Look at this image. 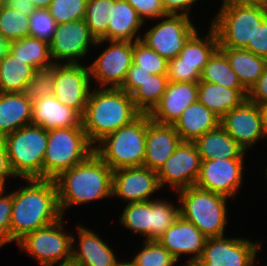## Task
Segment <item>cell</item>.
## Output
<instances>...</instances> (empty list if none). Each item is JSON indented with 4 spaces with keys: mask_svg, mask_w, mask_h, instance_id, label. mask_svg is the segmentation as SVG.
I'll return each mask as SVG.
<instances>
[{
    "mask_svg": "<svg viewBox=\"0 0 267 266\" xmlns=\"http://www.w3.org/2000/svg\"><path fill=\"white\" fill-rule=\"evenodd\" d=\"M89 67L56 63L53 96L83 116L91 92Z\"/></svg>",
    "mask_w": 267,
    "mask_h": 266,
    "instance_id": "obj_12",
    "label": "cell"
},
{
    "mask_svg": "<svg viewBox=\"0 0 267 266\" xmlns=\"http://www.w3.org/2000/svg\"><path fill=\"white\" fill-rule=\"evenodd\" d=\"M211 22L219 47L246 48L267 17V5L226 0Z\"/></svg>",
    "mask_w": 267,
    "mask_h": 266,
    "instance_id": "obj_4",
    "label": "cell"
},
{
    "mask_svg": "<svg viewBox=\"0 0 267 266\" xmlns=\"http://www.w3.org/2000/svg\"><path fill=\"white\" fill-rule=\"evenodd\" d=\"M10 53L18 56V58L24 60L36 70L54 65V61H51L50 57L49 43L35 37L28 36L11 42Z\"/></svg>",
    "mask_w": 267,
    "mask_h": 266,
    "instance_id": "obj_32",
    "label": "cell"
},
{
    "mask_svg": "<svg viewBox=\"0 0 267 266\" xmlns=\"http://www.w3.org/2000/svg\"><path fill=\"white\" fill-rule=\"evenodd\" d=\"M202 159L194 142L181 141L174 153L157 172L161 187L172 186L177 192L196 184Z\"/></svg>",
    "mask_w": 267,
    "mask_h": 266,
    "instance_id": "obj_14",
    "label": "cell"
},
{
    "mask_svg": "<svg viewBox=\"0 0 267 266\" xmlns=\"http://www.w3.org/2000/svg\"><path fill=\"white\" fill-rule=\"evenodd\" d=\"M247 99L256 103H267V66L256 83L247 92Z\"/></svg>",
    "mask_w": 267,
    "mask_h": 266,
    "instance_id": "obj_48",
    "label": "cell"
},
{
    "mask_svg": "<svg viewBox=\"0 0 267 266\" xmlns=\"http://www.w3.org/2000/svg\"><path fill=\"white\" fill-rule=\"evenodd\" d=\"M112 175L113 170L95 152L62 172L54 179L62 216L70 206L111 197Z\"/></svg>",
    "mask_w": 267,
    "mask_h": 266,
    "instance_id": "obj_3",
    "label": "cell"
},
{
    "mask_svg": "<svg viewBox=\"0 0 267 266\" xmlns=\"http://www.w3.org/2000/svg\"><path fill=\"white\" fill-rule=\"evenodd\" d=\"M167 74H152L131 94L133 103L142 114H149L159 103L168 84Z\"/></svg>",
    "mask_w": 267,
    "mask_h": 266,
    "instance_id": "obj_35",
    "label": "cell"
},
{
    "mask_svg": "<svg viewBox=\"0 0 267 266\" xmlns=\"http://www.w3.org/2000/svg\"><path fill=\"white\" fill-rule=\"evenodd\" d=\"M179 207L164 200H153L152 240H158L179 217Z\"/></svg>",
    "mask_w": 267,
    "mask_h": 266,
    "instance_id": "obj_42",
    "label": "cell"
},
{
    "mask_svg": "<svg viewBox=\"0 0 267 266\" xmlns=\"http://www.w3.org/2000/svg\"><path fill=\"white\" fill-rule=\"evenodd\" d=\"M57 25L48 9H36L29 16V36L50 43Z\"/></svg>",
    "mask_w": 267,
    "mask_h": 266,
    "instance_id": "obj_43",
    "label": "cell"
},
{
    "mask_svg": "<svg viewBox=\"0 0 267 266\" xmlns=\"http://www.w3.org/2000/svg\"><path fill=\"white\" fill-rule=\"evenodd\" d=\"M121 266H133V265L130 262H127V261L123 262L122 261Z\"/></svg>",
    "mask_w": 267,
    "mask_h": 266,
    "instance_id": "obj_58",
    "label": "cell"
},
{
    "mask_svg": "<svg viewBox=\"0 0 267 266\" xmlns=\"http://www.w3.org/2000/svg\"><path fill=\"white\" fill-rule=\"evenodd\" d=\"M36 9H48L52 0H31Z\"/></svg>",
    "mask_w": 267,
    "mask_h": 266,
    "instance_id": "obj_54",
    "label": "cell"
},
{
    "mask_svg": "<svg viewBox=\"0 0 267 266\" xmlns=\"http://www.w3.org/2000/svg\"><path fill=\"white\" fill-rule=\"evenodd\" d=\"M243 159L202 160L196 186L228 198L237 195L242 185Z\"/></svg>",
    "mask_w": 267,
    "mask_h": 266,
    "instance_id": "obj_17",
    "label": "cell"
},
{
    "mask_svg": "<svg viewBox=\"0 0 267 266\" xmlns=\"http://www.w3.org/2000/svg\"><path fill=\"white\" fill-rule=\"evenodd\" d=\"M0 35L10 42L29 36V16L3 5L0 8Z\"/></svg>",
    "mask_w": 267,
    "mask_h": 266,
    "instance_id": "obj_37",
    "label": "cell"
},
{
    "mask_svg": "<svg viewBox=\"0 0 267 266\" xmlns=\"http://www.w3.org/2000/svg\"><path fill=\"white\" fill-rule=\"evenodd\" d=\"M138 13L139 17L144 21L146 18H164L168 15L162 6L161 0H125Z\"/></svg>",
    "mask_w": 267,
    "mask_h": 266,
    "instance_id": "obj_44",
    "label": "cell"
},
{
    "mask_svg": "<svg viewBox=\"0 0 267 266\" xmlns=\"http://www.w3.org/2000/svg\"><path fill=\"white\" fill-rule=\"evenodd\" d=\"M100 88L90 92L82 116L83 129L94 146L142 114L133 103L132 96L121 88Z\"/></svg>",
    "mask_w": 267,
    "mask_h": 266,
    "instance_id": "obj_2",
    "label": "cell"
},
{
    "mask_svg": "<svg viewBox=\"0 0 267 266\" xmlns=\"http://www.w3.org/2000/svg\"><path fill=\"white\" fill-rule=\"evenodd\" d=\"M10 41L0 35V61L10 52Z\"/></svg>",
    "mask_w": 267,
    "mask_h": 266,
    "instance_id": "obj_53",
    "label": "cell"
},
{
    "mask_svg": "<svg viewBox=\"0 0 267 266\" xmlns=\"http://www.w3.org/2000/svg\"><path fill=\"white\" fill-rule=\"evenodd\" d=\"M207 238L191 222L180 215L158 239L159 243L178 261L181 254H194L188 262H197Z\"/></svg>",
    "mask_w": 267,
    "mask_h": 266,
    "instance_id": "obj_21",
    "label": "cell"
},
{
    "mask_svg": "<svg viewBox=\"0 0 267 266\" xmlns=\"http://www.w3.org/2000/svg\"><path fill=\"white\" fill-rule=\"evenodd\" d=\"M180 216L194 224L206 238L224 236L228 197L196 185L178 191Z\"/></svg>",
    "mask_w": 267,
    "mask_h": 266,
    "instance_id": "obj_7",
    "label": "cell"
},
{
    "mask_svg": "<svg viewBox=\"0 0 267 266\" xmlns=\"http://www.w3.org/2000/svg\"><path fill=\"white\" fill-rule=\"evenodd\" d=\"M236 2L262 3L267 5V0H231Z\"/></svg>",
    "mask_w": 267,
    "mask_h": 266,
    "instance_id": "obj_55",
    "label": "cell"
},
{
    "mask_svg": "<svg viewBox=\"0 0 267 266\" xmlns=\"http://www.w3.org/2000/svg\"><path fill=\"white\" fill-rule=\"evenodd\" d=\"M184 266H200L197 262H188Z\"/></svg>",
    "mask_w": 267,
    "mask_h": 266,
    "instance_id": "obj_57",
    "label": "cell"
},
{
    "mask_svg": "<svg viewBox=\"0 0 267 266\" xmlns=\"http://www.w3.org/2000/svg\"><path fill=\"white\" fill-rule=\"evenodd\" d=\"M144 248L130 261L133 266H175L178 262L158 240H144Z\"/></svg>",
    "mask_w": 267,
    "mask_h": 266,
    "instance_id": "obj_38",
    "label": "cell"
},
{
    "mask_svg": "<svg viewBox=\"0 0 267 266\" xmlns=\"http://www.w3.org/2000/svg\"><path fill=\"white\" fill-rule=\"evenodd\" d=\"M202 160L244 159L242 148L221 126L194 141Z\"/></svg>",
    "mask_w": 267,
    "mask_h": 266,
    "instance_id": "obj_28",
    "label": "cell"
},
{
    "mask_svg": "<svg viewBox=\"0 0 267 266\" xmlns=\"http://www.w3.org/2000/svg\"><path fill=\"white\" fill-rule=\"evenodd\" d=\"M151 75V72L141 70V67L132 63L130 69L128 70L126 79L120 88L131 95L141 85V83Z\"/></svg>",
    "mask_w": 267,
    "mask_h": 266,
    "instance_id": "obj_47",
    "label": "cell"
},
{
    "mask_svg": "<svg viewBox=\"0 0 267 266\" xmlns=\"http://www.w3.org/2000/svg\"><path fill=\"white\" fill-rule=\"evenodd\" d=\"M4 188H5V181H0V197L4 193Z\"/></svg>",
    "mask_w": 267,
    "mask_h": 266,
    "instance_id": "obj_56",
    "label": "cell"
},
{
    "mask_svg": "<svg viewBox=\"0 0 267 266\" xmlns=\"http://www.w3.org/2000/svg\"><path fill=\"white\" fill-rule=\"evenodd\" d=\"M4 5L24 14V16H30L36 10L31 0H4Z\"/></svg>",
    "mask_w": 267,
    "mask_h": 266,
    "instance_id": "obj_51",
    "label": "cell"
},
{
    "mask_svg": "<svg viewBox=\"0 0 267 266\" xmlns=\"http://www.w3.org/2000/svg\"><path fill=\"white\" fill-rule=\"evenodd\" d=\"M12 192L0 197V248L10 242Z\"/></svg>",
    "mask_w": 267,
    "mask_h": 266,
    "instance_id": "obj_45",
    "label": "cell"
},
{
    "mask_svg": "<svg viewBox=\"0 0 267 266\" xmlns=\"http://www.w3.org/2000/svg\"><path fill=\"white\" fill-rule=\"evenodd\" d=\"M96 41L84 19L58 24L49 43L51 60L58 64L60 60L68 59L66 63L77 64Z\"/></svg>",
    "mask_w": 267,
    "mask_h": 266,
    "instance_id": "obj_16",
    "label": "cell"
},
{
    "mask_svg": "<svg viewBox=\"0 0 267 266\" xmlns=\"http://www.w3.org/2000/svg\"><path fill=\"white\" fill-rule=\"evenodd\" d=\"M165 18L149 29L140 40L169 61L179 55L184 43L197 29L189 16L168 14Z\"/></svg>",
    "mask_w": 267,
    "mask_h": 266,
    "instance_id": "obj_11",
    "label": "cell"
},
{
    "mask_svg": "<svg viewBox=\"0 0 267 266\" xmlns=\"http://www.w3.org/2000/svg\"><path fill=\"white\" fill-rule=\"evenodd\" d=\"M246 89H230L215 83L199 81L197 100L220 119L247 99Z\"/></svg>",
    "mask_w": 267,
    "mask_h": 266,
    "instance_id": "obj_29",
    "label": "cell"
},
{
    "mask_svg": "<svg viewBox=\"0 0 267 266\" xmlns=\"http://www.w3.org/2000/svg\"><path fill=\"white\" fill-rule=\"evenodd\" d=\"M258 242L243 238H207L200 258V266H254Z\"/></svg>",
    "mask_w": 267,
    "mask_h": 266,
    "instance_id": "obj_13",
    "label": "cell"
},
{
    "mask_svg": "<svg viewBox=\"0 0 267 266\" xmlns=\"http://www.w3.org/2000/svg\"><path fill=\"white\" fill-rule=\"evenodd\" d=\"M79 244L76 246L72 237L73 266H121L114 251L93 231L77 224ZM76 246V247H75ZM79 248V249H78Z\"/></svg>",
    "mask_w": 267,
    "mask_h": 266,
    "instance_id": "obj_23",
    "label": "cell"
},
{
    "mask_svg": "<svg viewBox=\"0 0 267 266\" xmlns=\"http://www.w3.org/2000/svg\"><path fill=\"white\" fill-rule=\"evenodd\" d=\"M48 131L26 125L3 137L12 173L22 179H43Z\"/></svg>",
    "mask_w": 267,
    "mask_h": 266,
    "instance_id": "obj_5",
    "label": "cell"
},
{
    "mask_svg": "<svg viewBox=\"0 0 267 266\" xmlns=\"http://www.w3.org/2000/svg\"><path fill=\"white\" fill-rule=\"evenodd\" d=\"M32 121V101L22 93H0V137Z\"/></svg>",
    "mask_w": 267,
    "mask_h": 266,
    "instance_id": "obj_27",
    "label": "cell"
},
{
    "mask_svg": "<svg viewBox=\"0 0 267 266\" xmlns=\"http://www.w3.org/2000/svg\"><path fill=\"white\" fill-rule=\"evenodd\" d=\"M122 226L152 240L153 200L127 203L120 215Z\"/></svg>",
    "mask_w": 267,
    "mask_h": 266,
    "instance_id": "obj_33",
    "label": "cell"
},
{
    "mask_svg": "<svg viewBox=\"0 0 267 266\" xmlns=\"http://www.w3.org/2000/svg\"><path fill=\"white\" fill-rule=\"evenodd\" d=\"M258 108L261 114L262 129L267 138V103L258 104Z\"/></svg>",
    "mask_w": 267,
    "mask_h": 266,
    "instance_id": "obj_52",
    "label": "cell"
},
{
    "mask_svg": "<svg viewBox=\"0 0 267 266\" xmlns=\"http://www.w3.org/2000/svg\"><path fill=\"white\" fill-rule=\"evenodd\" d=\"M63 217L57 222L26 234L17 244L40 266H65L72 259V237L64 232Z\"/></svg>",
    "mask_w": 267,
    "mask_h": 266,
    "instance_id": "obj_9",
    "label": "cell"
},
{
    "mask_svg": "<svg viewBox=\"0 0 267 266\" xmlns=\"http://www.w3.org/2000/svg\"><path fill=\"white\" fill-rule=\"evenodd\" d=\"M208 33L204 38H200L196 30L184 43L179 55L168 61V81H200L204 66L212 54L219 48L217 35L211 26Z\"/></svg>",
    "mask_w": 267,
    "mask_h": 266,
    "instance_id": "obj_10",
    "label": "cell"
},
{
    "mask_svg": "<svg viewBox=\"0 0 267 266\" xmlns=\"http://www.w3.org/2000/svg\"><path fill=\"white\" fill-rule=\"evenodd\" d=\"M94 152L83 125L48 131L43 179L54 180L62 172L85 161Z\"/></svg>",
    "mask_w": 267,
    "mask_h": 266,
    "instance_id": "obj_8",
    "label": "cell"
},
{
    "mask_svg": "<svg viewBox=\"0 0 267 266\" xmlns=\"http://www.w3.org/2000/svg\"><path fill=\"white\" fill-rule=\"evenodd\" d=\"M142 25H144V21L127 1L115 0V3H112V22L108 24L107 33L100 40H97L95 45L110 40L129 42L140 40L142 36L135 34Z\"/></svg>",
    "mask_w": 267,
    "mask_h": 266,
    "instance_id": "obj_25",
    "label": "cell"
},
{
    "mask_svg": "<svg viewBox=\"0 0 267 266\" xmlns=\"http://www.w3.org/2000/svg\"><path fill=\"white\" fill-rule=\"evenodd\" d=\"M161 1L164 11L167 14H172V15L182 14L188 16L190 10H192L191 7L193 3H196L198 0H161ZM181 11L183 12L181 13Z\"/></svg>",
    "mask_w": 267,
    "mask_h": 266,
    "instance_id": "obj_49",
    "label": "cell"
},
{
    "mask_svg": "<svg viewBox=\"0 0 267 266\" xmlns=\"http://www.w3.org/2000/svg\"><path fill=\"white\" fill-rule=\"evenodd\" d=\"M220 118L198 100L188 106L173 125L181 141L194 142L220 126Z\"/></svg>",
    "mask_w": 267,
    "mask_h": 266,
    "instance_id": "obj_26",
    "label": "cell"
},
{
    "mask_svg": "<svg viewBox=\"0 0 267 266\" xmlns=\"http://www.w3.org/2000/svg\"><path fill=\"white\" fill-rule=\"evenodd\" d=\"M133 64L151 74H167L168 61L141 40L133 42Z\"/></svg>",
    "mask_w": 267,
    "mask_h": 266,
    "instance_id": "obj_39",
    "label": "cell"
},
{
    "mask_svg": "<svg viewBox=\"0 0 267 266\" xmlns=\"http://www.w3.org/2000/svg\"><path fill=\"white\" fill-rule=\"evenodd\" d=\"M160 188L157 172L148 167H126L113 171L112 196L128 203L149 201Z\"/></svg>",
    "mask_w": 267,
    "mask_h": 266,
    "instance_id": "obj_18",
    "label": "cell"
},
{
    "mask_svg": "<svg viewBox=\"0 0 267 266\" xmlns=\"http://www.w3.org/2000/svg\"><path fill=\"white\" fill-rule=\"evenodd\" d=\"M32 125L49 131L82 125V116L71 107L63 105L53 95L32 102Z\"/></svg>",
    "mask_w": 267,
    "mask_h": 266,
    "instance_id": "obj_24",
    "label": "cell"
},
{
    "mask_svg": "<svg viewBox=\"0 0 267 266\" xmlns=\"http://www.w3.org/2000/svg\"><path fill=\"white\" fill-rule=\"evenodd\" d=\"M8 177L16 178L9 165L3 137H0V181H5Z\"/></svg>",
    "mask_w": 267,
    "mask_h": 266,
    "instance_id": "obj_50",
    "label": "cell"
},
{
    "mask_svg": "<svg viewBox=\"0 0 267 266\" xmlns=\"http://www.w3.org/2000/svg\"><path fill=\"white\" fill-rule=\"evenodd\" d=\"M198 82L169 81L159 103L149 113L160 124L174 125L183 111L197 101Z\"/></svg>",
    "mask_w": 267,
    "mask_h": 266,
    "instance_id": "obj_20",
    "label": "cell"
},
{
    "mask_svg": "<svg viewBox=\"0 0 267 266\" xmlns=\"http://www.w3.org/2000/svg\"><path fill=\"white\" fill-rule=\"evenodd\" d=\"M110 45L90 65L91 79L101 87L120 88L133 63V42L107 41ZM109 84V85H108Z\"/></svg>",
    "mask_w": 267,
    "mask_h": 266,
    "instance_id": "obj_15",
    "label": "cell"
},
{
    "mask_svg": "<svg viewBox=\"0 0 267 266\" xmlns=\"http://www.w3.org/2000/svg\"><path fill=\"white\" fill-rule=\"evenodd\" d=\"M87 0H52L48 11L57 24L84 19Z\"/></svg>",
    "mask_w": 267,
    "mask_h": 266,
    "instance_id": "obj_41",
    "label": "cell"
},
{
    "mask_svg": "<svg viewBox=\"0 0 267 266\" xmlns=\"http://www.w3.org/2000/svg\"><path fill=\"white\" fill-rule=\"evenodd\" d=\"M4 5V0H0V8Z\"/></svg>",
    "mask_w": 267,
    "mask_h": 266,
    "instance_id": "obj_59",
    "label": "cell"
},
{
    "mask_svg": "<svg viewBox=\"0 0 267 266\" xmlns=\"http://www.w3.org/2000/svg\"><path fill=\"white\" fill-rule=\"evenodd\" d=\"M147 134V114L105 136L94 152L114 171L143 166Z\"/></svg>",
    "mask_w": 267,
    "mask_h": 266,
    "instance_id": "obj_6",
    "label": "cell"
},
{
    "mask_svg": "<svg viewBox=\"0 0 267 266\" xmlns=\"http://www.w3.org/2000/svg\"><path fill=\"white\" fill-rule=\"evenodd\" d=\"M181 139L173 125L160 124L147 114V134L143 166L158 172L174 153Z\"/></svg>",
    "mask_w": 267,
    "mask_h": 266,
    "instance_id": "obj_22",
    "label": "cell"
},
{
    "mask_svg": "<svg viewBox=\"0 0 267 266\" xmlns=\"http://www.w3.org/2000/svg\"><path fill=\"white\" fill-rule=\"evenodd\" d=\"M112 3L115 0H87L84 20L96 40L107 33L108 24L112 22Z\"/></svg>",
    "mask_w": 267,
    "mask_h": 266,
    "instance_id": "obj_36",
    "label": "cell"
},
{
    "mask_svg": "<svg viewBox=\"0 0 267 266\" xmlns=\"http://www.w3.org/2000/svg\"><path fill=\"white\" fill-rule=\"evenodd\" d=\"M36 69L10 52L0 61V93H22Z\"/></svg>",
    "mask_w": 267,
    "mask_h": 266,
    "instance_id": "obj_31",
    "label": "cell"
},
{
    "mask_svg": "<svg viewBox=\"0 0 267 266\" xmlns=\"http://www.w3.org/2000/svg\"><path fill=\"white\" fill-rule=\"evenodd\" d=\"M220 126L245 151L265 137L258 104L248 99L227 112L221 118Z\"/></svg>",
    "mask_w": 267,
    "mask_h": 266,
    "instance_id": "obj_19",
    "label": "cell"
},
{
    "mask_svg": "<svg viewBox=\"0 0 267 266\" xmlns=\"http://www.w3.org/2000/svg\"><path fill=\"white\" fill-rule=\"evenodd\" d=\"M26 181L27 186L12 192L10 242H18L26 234L49 226L64 217L59 209L54 180Z\"/></svg>",
    "mask_w": 267,
    "mask_h": 266,
    "instance_id": "obj_1",
    "label": "cell"
},
{
    "mask_svg": "<svg viewBox=\"0 0 267 266\" xmlns=\"http://www.w3.org/2000/svg\"><path fill=\"white\" fill-rule=\"evenodd\" d=\"M245 49L267 59V17L256 28L253 41H249Z\"/></svg>",
    "mask_w": 267,
    "mask_h": 266,
    "instance_id": "obj_46",
    "label": "cell"
},
{
    "mask_svg": "<svg viewBox=\"0 0 267 266\" xmlns=\"http://www.w3.org/2000/svg\"><path fill=\"white\" fill-rule=\"evenodd\" d=\"M55 64L49 68L38 69L27 83L24 94L32 102L53 95Z\"/></svg>",
    "mask_w": 267,
    "mask_h": 266,
    "instance_id": "obj_40",
    "label": "cell"
},
{
    "mask_svg": "<svg viewBox=\"0 0 267 266\" xmlns=\"http://www.w3.org/2000/svg\"><path fill=\"white\" fill-rule=\"evenodd\" d=\"M200 81L215 83L230 89H245L230 66L226 55L219 48L204 66Z\"/></svg>",
    "mask_w": 267,
    "mask_h": 266,
    "instance_id": "obj_34",
    "label": "cell"
},
{
    "mask_svg": "<svg viewBox=\"0 0 267 266\" xmlns=\"http://www.w3.org/2000/svg\"><path fill=\"white\" fill-rule=\"evenodd\" d=\"M219 49L226 55L241 85L249 91L262 75L267 66V59L244 48L219 47Z\"/></svg>",
    "mask_w": 267,
    "mask_h": 266,
    "instance_id": "obj_30",
    "label": "cell"
}]
</instances>
